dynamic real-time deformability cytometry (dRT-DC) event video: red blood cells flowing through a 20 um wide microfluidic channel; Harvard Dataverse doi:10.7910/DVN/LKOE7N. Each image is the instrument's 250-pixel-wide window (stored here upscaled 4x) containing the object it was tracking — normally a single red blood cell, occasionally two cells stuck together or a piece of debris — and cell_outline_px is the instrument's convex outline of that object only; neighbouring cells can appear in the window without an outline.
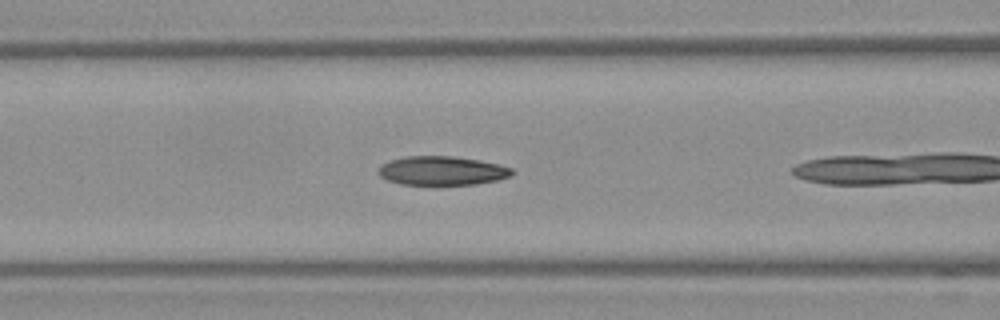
{"species": "Egyptian fruit bat (a non-hibernating species)", "species_latin": "Rousettus aegyptiacus", "temperature_condition": "warm", "stored_images_in_passage": 6, "camera_frame_rate_fps": 3000, "um_per_image_px": 0.085, "frame": {"image": 1, "passage_image": 5, "time_ms": 1.333, "image_size_px": [1000, 320], "cell_outline_px": [[516, 172], [512, 176], [496, 180], [476, 184], [400, 184], [388, 180], [380, 176], [376, 172], [384, 164], [392, 160], [404, 156], [452, 156], [500, 164], [512, 168]], "centroid_in_image_um": [37.61, 14.51], "position_along_channel_um": 129.0, "area_um2": 22.37}}